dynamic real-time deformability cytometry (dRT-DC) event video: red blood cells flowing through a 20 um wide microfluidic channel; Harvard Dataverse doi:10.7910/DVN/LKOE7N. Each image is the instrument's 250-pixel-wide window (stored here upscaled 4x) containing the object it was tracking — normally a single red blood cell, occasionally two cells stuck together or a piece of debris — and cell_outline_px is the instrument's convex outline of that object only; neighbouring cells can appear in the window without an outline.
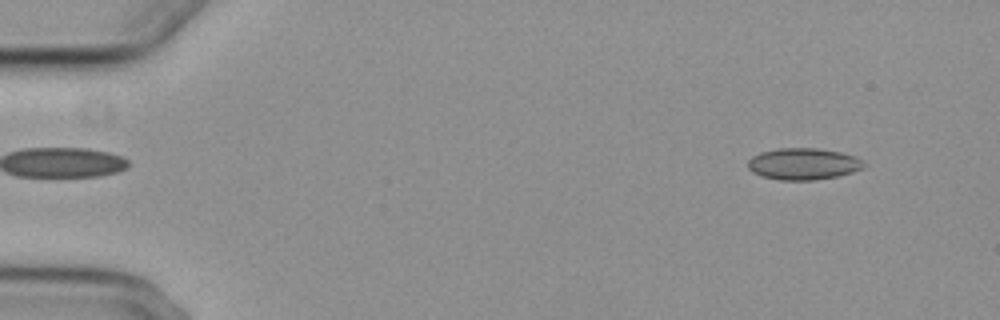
{"species": "common noctule bat (a hibernating species)", "species_latin": "Nyctalus noctula", "temperature_condition": "cold", "stored_images_in_passage": 4, "camera_frame_rate_fps": 3000, "um_per_image_px": 0.085, "animal": {"sex": "female", "body_mass_g": 29.2, "forearm_length_mm": 56.3}, "frame": {"image": 1, "passage_image": 1, "time_ms": 0.0, "image_size_px": [1000, 320], "cell_outline_px": [[868, 164], [852, 172], [836, 176], [816, 180], [780, 180], [760, 176], [752, 172], [748, 168], [748, 160], [752, 156], [760, 152], [780, 148], [816, 148], [840, 152], [856, 156]], "centroid_in_image_um": [68.26, 13.93], "position_along_channel_um": 16.7, "area_um2": 21.44}}
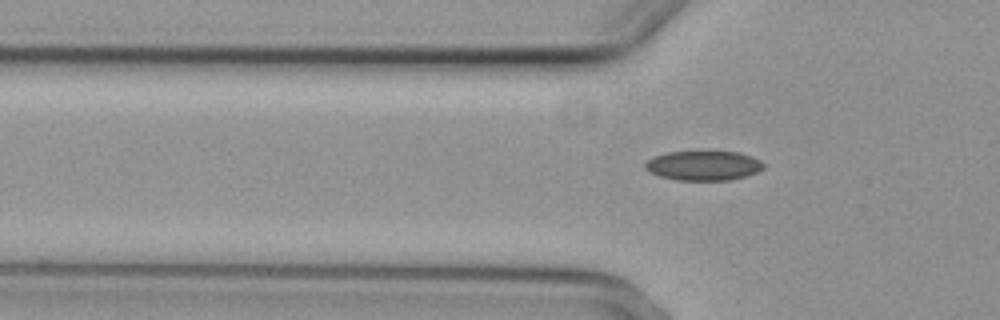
{"frame": {"image": 2, "passage_image": 4, "time_ms": 4.333, "image_size_px": [1000, 320], "cell_outline_px": [[764, 168], [756, 172], [744, 176], [728, 180], [676, 180], [660, 176], [644, 168], [644, 164], [652, 156], [668, 152], [700, 148], [740, 152], [752, 156], [760, 160], [764, 164]], "centroid_in_image_um": [59.79, 14.01], "position_along_channel_um": 66.0, "area_um2": 21.33}}